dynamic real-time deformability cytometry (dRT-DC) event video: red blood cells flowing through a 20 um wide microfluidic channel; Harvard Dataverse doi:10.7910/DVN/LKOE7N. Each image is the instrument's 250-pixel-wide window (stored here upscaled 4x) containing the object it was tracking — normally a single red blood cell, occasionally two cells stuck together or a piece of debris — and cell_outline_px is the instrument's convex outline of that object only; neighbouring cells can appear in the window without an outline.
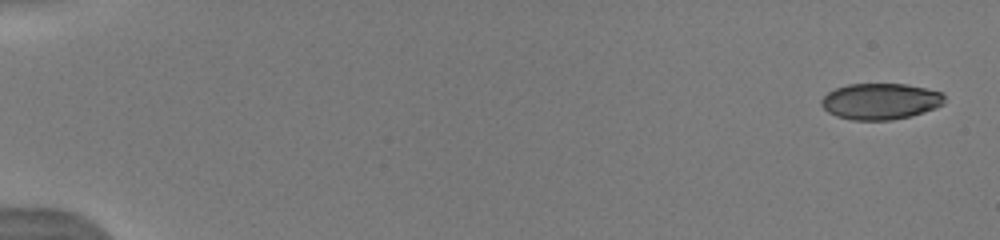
{"species": "human", "species_latin": "Homo sapiens", "temperature_condition": "warm", "stored_images_in_passage": 27, "camera_frame_rate_fps": 3000, "um_per_image_px": 0.085, "donor": {"sex": "male"}, "frame": {"image": 1, "passage_image": 1, "time_ms": 0.0, "image_size_px": [1000, 240], "cell_outline_px": [[944, 104], [936, 108], [912, 116], [892, 120], [852, 120], [836, 116], [828, 112], [820, 104], [820, 100], [828, 92], [836, 88], [848, 84], [904, 84], [924, 88], [940, 92], [944, 96]], "centroid_in_image_um": [74.82, 8.62], "position_along_channel_um": 10.2, "area_um2": 26.01}}
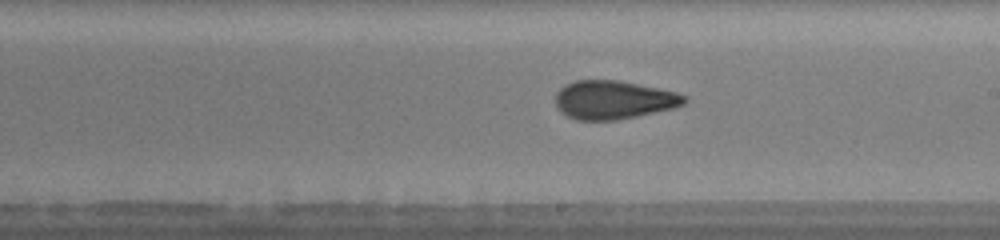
{"frame": {"image": 2, "passage_image": 13, "time_ms": 10.0, "image_size_px": [1000, 240], "cell_outline_px": [[688, 100], [684, 104], [672, 108], [636, 116], [616, 120], [576, 120], [560, 112], [556, 108], [556, 92], [564, 84], [576, 80], [620, 80], [676, 92], [688, 96]], "centroid_in_image_um": [52.13, 8.48], "position_along_channel_um": 236.9, "area_um2": 29.02}}
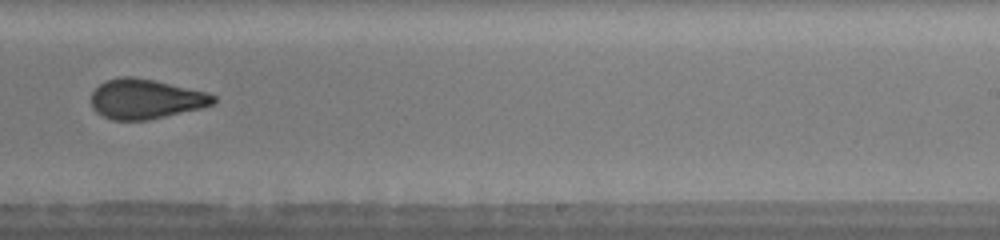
{"frame": {"image": 3, "passage_image": 14, "time_ms": 11.0, "image_size_px": [1000, 240], "cell_outline_px": [[216, 100], [212, 104], [200, 108], [148, 120], [112, 120], [96, 112], [92, 108], [92, 92], [104, 80], [120, 76], [132, 76], [156, 80], [208, 92], [216, 96]], "centroid_in_image_um": [12.37, 8.4], "position_along_channel_um": 276.6, "area_um2": 28.44}, "authors_computed_cell_mechanics": {"area_um2": 28.2064, "velocity_mm_per_s": 4.0003, "shape_relaxation_time_tau1_ms": 9.3238, "shape_relaxation_time_tau2_ms": 1.041, "deformation_change_tau1": 0.2171, "deformation_change_tau2": 0.0585}}